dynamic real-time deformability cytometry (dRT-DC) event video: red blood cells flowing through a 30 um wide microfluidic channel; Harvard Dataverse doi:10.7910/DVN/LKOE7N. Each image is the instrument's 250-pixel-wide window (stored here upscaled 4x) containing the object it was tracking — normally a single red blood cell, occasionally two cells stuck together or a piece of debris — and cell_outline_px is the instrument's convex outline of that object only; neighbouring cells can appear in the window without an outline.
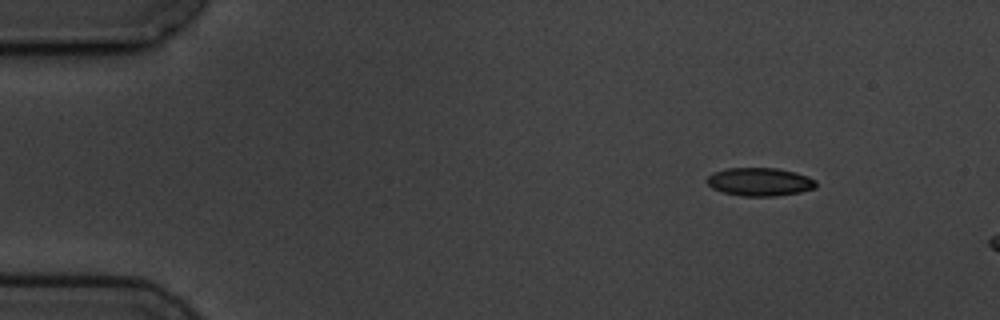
{"species": "common noctule bat (a hibernating species)", "species_latin": "Nyctalus noctula", "temperature_condition": "cold", "stored_images_in_passage": 3, "camera_frame_rate_fps": 3000, "um_per_image_px": 0.085, "animal": {"sex": "male", "body_mass_g": 19.5, "forearm_length_mm": 54.6}, "frame": {"image": 1, "passage_image": 1, "time_ms": 0.0, "image_size_px": [1000, 320], "cell_outline_px": [[816, 188], [800, 192], [776, 196], [740, 196], [724, 192], [712, 188], [708, 184], [708, 176], [712, 172], [728, 168], [776, 168], [796, 172], [808, 176], [816, 180]], "centroid_in_image_um": [64.6, 15.45], "position_along_channel_um": 20.4, "area_um2": 17.98}}